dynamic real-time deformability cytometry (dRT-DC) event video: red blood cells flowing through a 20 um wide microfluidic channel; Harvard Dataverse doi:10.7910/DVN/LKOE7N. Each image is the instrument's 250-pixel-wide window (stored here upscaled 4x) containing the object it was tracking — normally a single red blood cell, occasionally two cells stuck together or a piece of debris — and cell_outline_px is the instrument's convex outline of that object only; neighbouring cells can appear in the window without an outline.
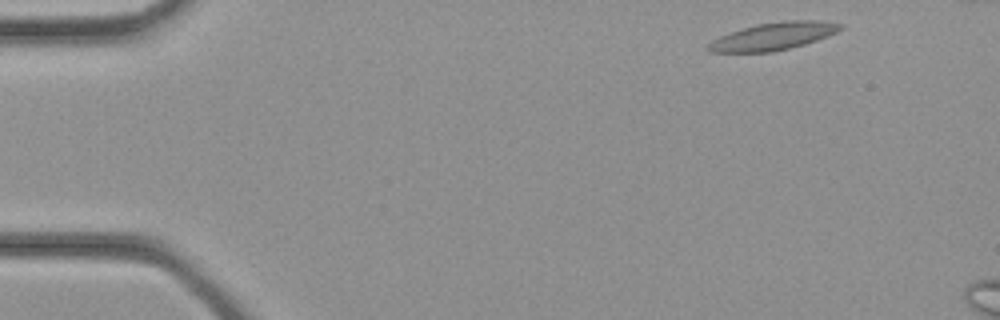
{"species": "common noctule bat (a hibernating species)", "species_latin": "Nyctalus noctula", "temperature_condition": "cold", "stored_images_in_passage": 7, "camera_frame_rate_fps": 3000, "um_per_image_px": 0.085, "animal": {"sex": "female", "body_mass_g": 21.9}, "frame": {"image": 1, "passage_image": 1, "time_ms": 0.0, "image_size_px": [1000, 320], "cell_outline_px": [[844, 28], [828, 36], [804, 44], [772, 52], [708, 52], [704, 48], [712, 40], [720, 36], [756, 24], [788, 20], [816, 20], [844, 24]], "centroid_in_image_um": [65.73, 3.08], "position_along_channel_um": 19.3, "area_um2": 21.1}}